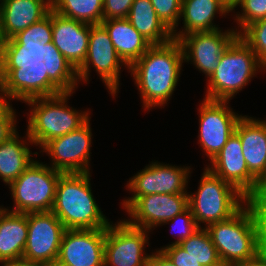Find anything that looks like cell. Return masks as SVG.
<instances>
[{"label":"cell","mask_w":266,"mask_h":266,"mask_svg":"<svg viewBox=\"0 0 266 266\" xmlns=\"http://www.w3.org/2000/svg\"><path fill=\"white\" fill-rule=\"evenodd\" d=\"M91 25L50 11L39 44L23 60L28 79L66 82L83 64Z\"/></svg>","instance_id":"obj_1"},{"label":"cell","mask_w":266,"mask_h":266,"mask_svg":"<svg viewBox=\"0 0 266 266\" xmlns=\"http://www.w3.org/2000/svg\"><path fill=\"white\" fill-rule=\"evenodd\" d=\"M75 90L65 82L27 79L24 83L20 102L30 107L28 113H24L27 116L26 132L37 149L51 139L77 130L91 118V108L77 110L68 105Z\"/></svg>","instance_id":"obj_2"},{"label":"cell","mask_w":266,"mask_h":266,"mask_svg":"<svg viewBox=\"0 0 266 266\" xmlns=\"http://www.w3.org/2000/svg\"><path fill=\"white\" fill-rule=\"evenodd\" d=\"M183 63L181 44L172 39L162 45H152L129 66L128 73L137 87L144 111L162 109L169 104L177 90Z\"/></svg>","instance_id":"obj_3"},{"label":"cell","mask_w":266,"mask_h":266,"mask_svg":"<svg viewBox=\"0 0 266 266\" xmlns=\"http://www.w3.org/2000/svg\"><path fill=\"white\" fill-rule=\"evenodd\" d=\"M51 0H1L3 62L22 64L39 44Z\"/></svg>","instance_id":"obj_4"},{"label":"cell","mask_w":266,"mask_h":266,"mask_svg":"<svg viewBox=\"0 0 266 266\" xmlns=\"http://www.w3.org/2000/svg\"><path fill=\"white\" fill-rule=\"evenodd\" d=\"M91 173L62 174L52 212L65 229H106L112 222L93 195Z\"/></svg>","instance_id":"obj_5"},{"label":"cell","mask_w":266,"mask_h":266,"mask_svg":"<svg viewBox=\"0 0 266 266\" xmlns=\"http://www.w3.org/2000/svg\"><path fill=\"white\" fill-rule=\"evenodd\" d=\"M263 71L266 73V68L238 35L220 56L216 70L206 79L203 98L230 101Z\"/></svg>","instance_id":"obj_6"},{"label":"cell","mask_w":266,"mask_h":266,"mask_svg":"<svg viewBox=\"0 0 266 266\" xmlns=\"http://www.w3.org/2000/svg\"><path fill=\"white\" fill-rule=\"evenodd\" d=\"M205 229L222 264L240 265L262 253L257 221L248 202L229 219L210 224Z\"/></svg>","instance_id":"obj_7"},{"label":"cell","mask_w":266,"mask_h":266,"mask_svg":"<svg viewBox=\"0 0 266 266\" xmlns=\"http://www.w3.org/2000/svg\"><path fill=\"white\" fill-rule=\"evenodd\" d=\"M197 190L188 193V207L199 228L229 219L248 198L232 184L214 175L205 166ZM203 224V225H201Z\"/></svg>","instance_id":"obj_8"},{"label":"cell","mask_w":266,"mask_h":266,"mask_svg":"<svg viewBox=\"0 0 266 266\" xmlns=\"http://www.w3.org/2000/svg\"><path fill=\"white\" fill-rule=\"evenodd\" d=\"M92 67L93 71H96L100 77L98 79L102 81L107 92L112 98L116 99L115 97L118 96L117 94L121 89L122 69L129 70V66L118 55L108 32L101 23L91 25L86 59L65 83L76 89L79 88V84H89Z\"/></svg>","instance_id":"obj_9"},{"label":"cell","mask_w":266,"mask_h":266,"mask_svg":"<svg viewBox=\"0 0 266 266\" xmlns=\"http://www.w3.org/2000/svg\"><path fill=\"white\" fill-rule=\"evenodd\" d=\"M63 173L46 162L35 161L9 186L13 207L6 210L17 213L52 211L56 186ZM9 207V208H8Z\"/></svg>","instance_id":"obj_10"},{"label":"cell","mask_w":266,"mask_h":266,"mask_svg":"<svg viewBox=\"0 0 266 266\" xmlns=\"http://www.w3.org/2000/svg\"><path fill=\"white\" fill-rule=\"evenodd\" d=\"M149 161L143 169L129 178L126 190L131 197H124L120 206L125 211L140 197L149 194H188L192 165Z\"/></svg>","instance_id":"obj_11"},{"label":"cell","mask_w":266,"mask_h":266,"mask_svg":"<svg viewBox=\"0 0 266 266\" xmlns=\"http://www.w3.org/2000/svg\"><path fill=\"white\" fill-rule=\"evenodd\" d=\"M118 220L106 228L104 266H148L151 253L146 248L153 233Z\"/></svg>","instance_id":"obj_12"},{"label":"cell","mask_w":266,"mask_h":266,"mask_svg":"<svg viewBox=\"0 0 266 266\" xmlns=\"http://www.w3.org/2000/svg\"><path fill=\"white\" fill-rule=\"evenodd\" d=\"M91 118L77 130L47 142L38 153L49 156L50 167L63 174L88 173L91 169L92 133Z\"/></svg>","instance_id":"obj_13"},{"label":"cell","mask_w":266,"mask_h":266,"mask_svg":"<svg viewBox=\"0 0 266 266\" xmlns=\"http://www.w3.org/2000/svg\"><path fill=\"white\" fill-rule=\"evenodd\" d=\"M231 101L203 98L196 108L199 118L197 144L211 161L234 133L236 124L243 114H238L230 106Z\"/></svg>","instance_id":"obj_14"},{"label":"cell","mask_w":266,"mask_h":266,"mask_svg":"<svg viewBox=\"0 0 266 266\" xmlns=\"http://www.w3.org/2000/svg\"><path fill=\"white\" fill-rule=\"evenodd\" d=\"M238 36L237 31L228 27L203 32H192L182 36L181 44L184 62L192 64L207 79L219 64L220 56Z\"/></svg>","instance_id":"obj_15"},{"label":"cell","mask_w":266,"mask_h":266,"mask_svg":"<svg viewBox=\"0 0 266 266\" xmlns=\"http://www.w3.org/2000/svg\"><path fill=\"white\" fill-rule=\"evenodd\" d=\"M27 222L28 236L22 258L54 266L66 230L63 223L52 211L27 213Z\"/></svg>","instance_id":"obj_16"},{"label":"cell","mask_w":266,"mask_h":266,"mask_svg":"<svg viewBox=\"0 0 266 266\" xmlns=\"http://www.w3.org/2000/svg\"><path fill=\"white\" fill-rule=\"evenodd\" d=\"M188 207V194H149L140 196L126 211L124 219L132 226L153 233L158 227Z\"/></svg>","instance_id":"obj_17"},{"label":"cell","mask_w":266,"mask_h":266,"mask_svg":"<svg viewBox=\"0 0 266 266\" xmlns=\"http://www.w3.org/2000/svg\"><path fill=\"white\" fill-rule=\"evenodd\" d=\"M214 175L232 184L248 199L264 187L248 170L239 136L234 132L221 151L204 165Z\"/></svg>","instance_id":"obj_18"},{"label":"cell","mask_w":266,"mask_h":266,"mask_svg":"<svg viewBox=\"0 0 266 266\" xmlns=\"http://www.w3.org/2000/svg\"><path fill=\"white\" fill-rule=\"evenodd\" d=\"M106 229H66L55 265L104 266Z\"/></svg>","instance_id":"obj_19"},{"label":"cell","mask_w":266,"mask_h":266,"mask_svg":"<svg viewBox=\"0 0 266 266\" xmlns=\"http://www.w3.org/2000/svg\"><path fill=\"white\" fill-rule=\"evenodd\" d=\"M249 172L266 186V119L242 115L235 131Z\"/></svg>","instance_id":"obj_20"},{"label":"cell","mask_w":266,"mask_h":266,"mask_svg":"<svg viewBox=\"0 0 266 266\" xmlns=\"http://www.w3.org/2000/svg\"><path fill=\"white\" fill-rule=\"evenodd\" d=\"M226 15L231 16V10L220 0H182L179 24L182 20L183 27H176L172 31V37L179 40L182 36L192 32L220 29L215 23L216 18H226Z\"/></svg>","instance_id":"obj_21"},{"label":"cell","mask_w":266,"mask_h":266,"mask_svg":"<svg viewBox=\"0 0 266 266\" xmlns=\"http://www.w3.org/2000/svg\"><path fill=\"white\" fill-rule=\"evenodd\" d=\"M25 134L21 136L17 131L0 144V180L5 186L15 181L35 161L34 156L39 154L30 150L35 145L26 131Z\"/></svg>","instance_id":"obj_22"},{"label":"cell","mask_w":266,"mask_h":266,"mask_svg":"<svg viewBox=\"0 0 266 266\" xmlns=\"http://www.w3.org/2000/svg\"><path fill=\"white\" fill-rule=\"evenodd\" d=\"M28 236L27 213L0 210V263L20 259Z\"/></svg>","instance_id":"obj_23"},{"label":"cell","mask_w":266,"mask_h":266,"mask_svg":"<svg viewBox=\"0 0 266 266\" xmlns=\"http://www.w3.org/2000/svg\"><path fill=\"white\" fill-rule=\"evenodd\" d=\"M101 24L108 32L118 55L128 66L152 46L126 18L103 20Z\"/></svg>","instance_id":"obj_24"},{"label":"cell","mask_w":266,"mask_h":266,"mask_svg":"<svg viewBox=\"0 0 266 266\" xmlns=\"http://www.w3.org/2000/svg\"><path fill=\"white\" fill-rule=\"evenodd\" d=\"M126 19L152 45H162L173 39L150 0H134Z\"/></svg>","instance_id":"obj_25"},{"label":"cell","mask_w":266,"mask_h":266,"mask_svg":"<svg viewBox=\"0 0 266 266\" xmlns=\"http://www.w3.org/2000/svg\"><path fill=\"white\" fill-rule=\"evenodd\" d=\"M51 10L90 25L103 21V0H51Z\"/></svg>","instance_id":"obj_26"},{"label":"cell","mask_w":266,"mask_h":266,"mask_svg":"<svg viewBox=\"0 0 266 266\" xmlns=\"http://www.w3.org/2000/svg\"><path fill=\"white\" fill-rule=\"evenodd\" d=\"M27 79L22 64H4L0 68V117L13 108V101H20V92Z\"/></svg>","instance_id":"obj_27"},{"label":"cell","mask_w":266,"mask_h":266,"mask_svg":"<svg viewBox=\"0 0 266 266\" xmlns=\"http://www.w3.org/2000/svg\"><path fill=\"white\" fill-rule=\"evenodd\" d=\"M179 245L201 266L222 265L217 249L205 228H199Z\"/></svg>","instance_id":"obj_28"},{"label":"cell","mask_w":266,"mask_h":266,"mask_svg":"<svg viewBox=\"0 0 266 266\" xmlns=\"http://www.w3.org/2000/svg\"><path fill=\"white\" fill-rule=\"evenodd\" d=\"M231 13L236 23L233 28L239 35L248 25L266 18V0H239Z\"/></svg>","instance_id":"obj_29"},{"label":"cell","mask_w":266,"mask_h":266,"mask_svg":"<svg viewBox=\"0 0 266 266\" xmlns=\"http://www.w3.org/2000/svg\"><path fill=\"white\" fill-rule=\"evenodd\" d=\"M239 36L254 51L266 68V18L248 25Z\"/></svg>","instance_id":"obj_30"},{"label":"cell","mask_w":266,"mask_h":266,"mask_svg":"<svg viewBox=\"0 0 266 266\" xmlns=\"http://www.w3.org/2000/svg\"><path fill=\"white\" fill-rule=\"evenodd\" d=\"M169 224L171 226L170 231L172 236H174L176 240L174 239L173 242L161 246L160 248H156V251H161L165 246L180 244L183 240L187 239L199 229L189 207H187L183 212L177 214L174 218L165 222L163 225Z\"/></svg>","instance_id":"obj_31"},{"label":"cell","mask_w":266,"mask_h":266,"mask_svg":"<svg viewBox=\"0 0 266 266\" xmlns=\"http://www.w3.org/2000/svg\"><path fill=\"white\" fill-rule=\"evenodd\" d=\"M158 18L172 32L179 27L182 0H150Z\"/></svg>","instance_id":"obj_32"},{"label":"cell","mask_w":266,"mask_h":266,"mask_svg":"<svg viewBox=\"0 0 266 266\" xmlns=\"http://www.w3.org/2000/svg\"><path fill=\"white\" fill-rule=\"evenodd\" d=\"M247 202L255 214L261 251L266 254V186L262 187Z\"/></svg>","instance_id":"obj_33"},{"label":"cell","mask_w":266,"mask_h":266,"mask_svg":"<svg viewBox=\"0 0 266 266\" xmlns=\"http://www.w3.org/2000/svg\"><path fill=\"white\" fill-rule=\"evenodd\" d=\"M134 0H103V20L127 18Z\"/></svg>","instance_id":"obj_34"},{"label":"cell","mask_w":266,"mask_h":266,"mask_svg":"<svg viewBox=\"0 0 266 266\" xmlns=\"http://www.w3.org/2000/svg\"><path fill=\"white\" fill-rule=\"evenodd\" d=\"M161 251L176 266H201L179 244L165 246Z\"/></svg>","instance_id":"obj_35"},{"label":"cell","mask_w":266,"mask_h":266,"mask_svg":"<svg viewBox=\"0 0 266 266\" xmlns=\"http://www.w3.org/2000/svg\"><path fill=\"white\" fill-rule=\"evenodd\" d=\"M13 107L5 116L0 117V144L13 136L18 128V115Z\"/></svg>","instance_id":"obj_36"},{"label":"cell","mask_w":266,"mask_h":266,"mask_svg":"<svg viewBox=\"0 0 266 266\" xmlns=\"http://www.w3.org/2000/svg\"><path fill=\"white\" fill-rule=\"evenodd\" d=\"M148 266H176L162 251L152 250Z\"/></svg>","instance_id":"obj_37"},{"label":"cell","mask_w":266,"mask_h":266,"mask_svg":"<svg viewBox=\"0 0 266 266\" xmlns=\"http://www.w3.org/2000/svg\"><path fill=\"white\" fill-rule=\"evenodd\" d=\"M1 266H49L44 263L30 261L24 258L0 263Z\"/></svg>","instance_id":"obj_38"},{"label":"cell","mask_w":266,"mask_h":266,"mask_svg":"<svg viewBox=\"0 0 266 266\" xmlns=\"http://www.w3.org/2000/svg\"><path fill=\"white\" fill-rule=\"evenodd\" d=\"M239 266H266V254L261 253L256 259L240 264Z\"/></svg>","instance_id":"obj_39"},{"label":"cell","mask_w":266,"mask_h":266,"mask_svg":"<svg viewBox=\"0 0 266 266\" xmlns=\"http://www.w3.org/2000/svg\"><path fill=\"white\" fill-rule=\"evenodd\" d=\"M0 59L3 61V32H2L1 0H0Z\"/></svg>","instance_id":"obj_40"},{"label":"cell","mask_w":266,"mask_h":266,"mask_svg":"<svg viewBox=\"0 0 266 266\" xmlns=\"http://www.w3.org/2000/svg\"><path fill=\"white\" fill-rule=\"evenodd\" d=\"M224 5H226L231 11L237 5L239 0H220Z\"/></svg>","instance_id":"obj_41"},{"label":"cell","mask_w":266,"mask_h":266,"mask_svg":"<svg viewBox=\"0 0 266 266\" xmlns=\"http://www.w3.org/2000/svg\"><path fill=\"white\" fill-rule=\"evenodd\" d=\"M221 266H239V265L222 264Z\"/></svg>","instance_id":"obj_42"},{"label":"cell","mask_w":266,"mask_h":266,"mask_svg":"<svg viewBox=\"0 0 266 266\" xmlns=\"http://www.w3.org/2000/svg\"><path fill=\"white\" fill-rule=\"evenodd\" d=\"M5 63L2 61V60H0V68L4 65Z\"/></svg>","instance_id":"obj_43"},{"label":"cell","mask_w":266,"mask_h":266,"mask_svg":"<svg viewBox=\"0 0 266 266\" xmlns=\"http://www.w3.org/2000/svg\"><path fill=\"white\" fill-rule=\"evenodd\" d=\"M54 266H73V265H54Z\"/></svg>","instance_id":"obj_44"}]
</instances>
